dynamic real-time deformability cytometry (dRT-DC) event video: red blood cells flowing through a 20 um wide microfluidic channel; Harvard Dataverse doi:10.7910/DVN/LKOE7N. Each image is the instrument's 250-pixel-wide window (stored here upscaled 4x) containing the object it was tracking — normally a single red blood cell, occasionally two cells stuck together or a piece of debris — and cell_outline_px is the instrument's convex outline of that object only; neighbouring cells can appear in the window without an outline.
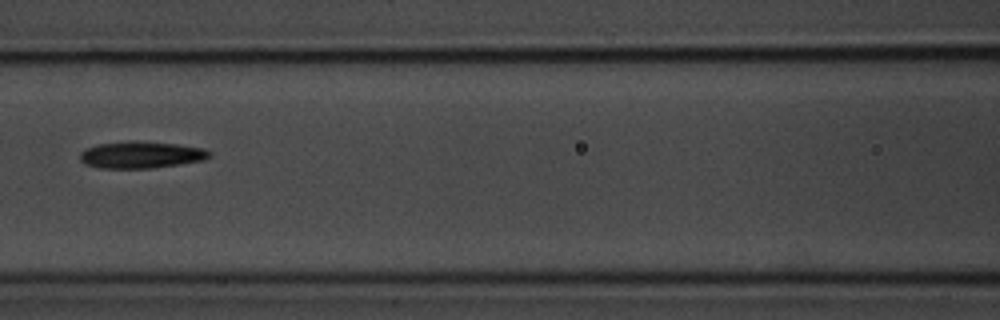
{"species": "common noctule bat (a hibernating species)", "species_latin": "Nyctalus noctula", "temperature_condition": "room temperature", "stored_images_in_passage": 7, "camera_frame_rate_fps": 3000, "um_per_image_px": 0.085, "animal": {"sex": "male", "body_mass_g": 20.1, "forearm_length_mm": 53.5}, "frame": {"image": 1, "passage_image": 7, "time_ms": 7.667, "image_size_px": [1000, 320], "cell_outline_px": [[212, 152], [204, 160], [180, 164], [152, 168], [100, 168], [84, 164], [80, 160], [80, 152], [84, 148], [96, 144], [132, 140], [176, 144], [204, 148]], "centroid_in_image_um": [11.95, 13.15], "position_along_channel_um": 154.7, "area_um2": 20.4}}